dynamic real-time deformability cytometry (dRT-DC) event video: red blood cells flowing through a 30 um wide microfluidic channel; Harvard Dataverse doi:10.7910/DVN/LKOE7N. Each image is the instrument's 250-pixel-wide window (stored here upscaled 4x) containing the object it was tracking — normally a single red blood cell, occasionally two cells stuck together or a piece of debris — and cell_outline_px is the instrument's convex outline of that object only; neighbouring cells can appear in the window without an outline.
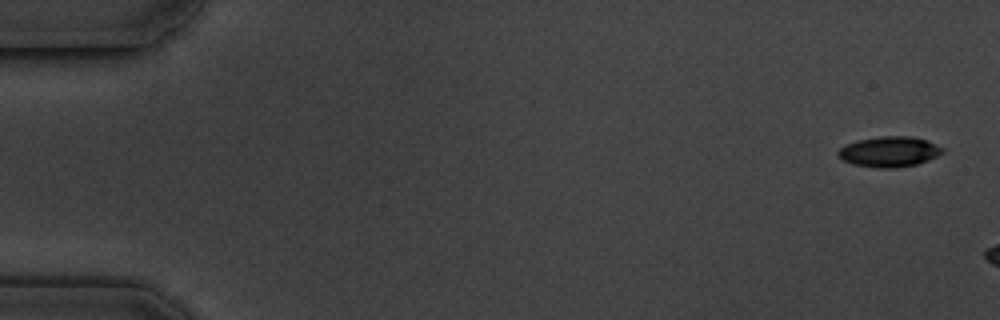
{"species": "common noctule bat (a hibernating species)", "species_latin": "Nyctalus noctula", "temperature_condition": "cold", "stored_images_in_passage": 4, "camera_frame_rate_fps": 3000, "um_per_image_px": 0.085, "animal": {"sex": "male", "body_mass_g": 19.5, "forearm_length_mm": 54.6}, "frame": {"image": 1, "passage_image": 1, "time_ms": 0.0, "image_size_px": [1000, 320], "cell_outline_px": [[944, 152], [928, 160], [916, 164], [896, 168], [876, 168], [852, 164], [836, 156], [836, 152], [840, 148], [856, 140], [880, 136], [912, 136], [928, 140], [944, 148]], "centroid_in_image_um": [75.58, 12.89], "position_along_channel_um": 9.4, "area_um2": 18.67}}